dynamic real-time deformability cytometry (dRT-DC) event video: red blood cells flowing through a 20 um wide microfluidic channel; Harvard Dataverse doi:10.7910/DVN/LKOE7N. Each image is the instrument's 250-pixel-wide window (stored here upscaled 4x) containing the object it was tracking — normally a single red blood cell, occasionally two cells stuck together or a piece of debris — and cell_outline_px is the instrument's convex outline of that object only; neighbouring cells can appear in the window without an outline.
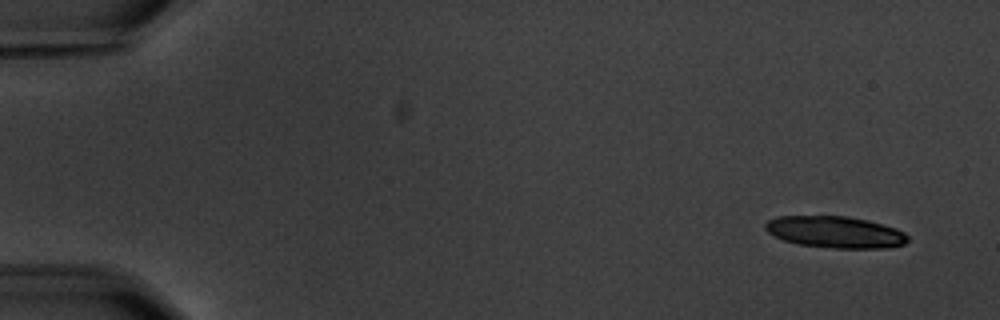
{"species": "common noctule bat (a hibernating species)", "species_latin": "Nyctalus noctula", "temperature_condition": "warm", "stored_images_in_passage": 6, "segment_of_instrument_passage": [1, 2], "camera_frame_rate_fps": 3000, "um_per_image_px": 0.085, "animal": {"sex": "male", "body_mass_g": 20.1, "forearm_length_mm": 53.5}, "frame": {"image": 1, "passage_image": 1, "time_ms": 0.0, "image_size_px": [1000, 320], "cell_outline_px": [[908, 240], [904, 244], [888, 248], [836, 248], [800, 244], [784, 240], [772, 236], [764, 228], [764, 224], [768, 220], [776, 216], [848, 216], [868, 220], [896, 228], [904, 232], [908, 236]], "centroid_in_image_um": [70.98, 19.72], "position_along_channel_um": 14.0, "area_um2": 26.36}}